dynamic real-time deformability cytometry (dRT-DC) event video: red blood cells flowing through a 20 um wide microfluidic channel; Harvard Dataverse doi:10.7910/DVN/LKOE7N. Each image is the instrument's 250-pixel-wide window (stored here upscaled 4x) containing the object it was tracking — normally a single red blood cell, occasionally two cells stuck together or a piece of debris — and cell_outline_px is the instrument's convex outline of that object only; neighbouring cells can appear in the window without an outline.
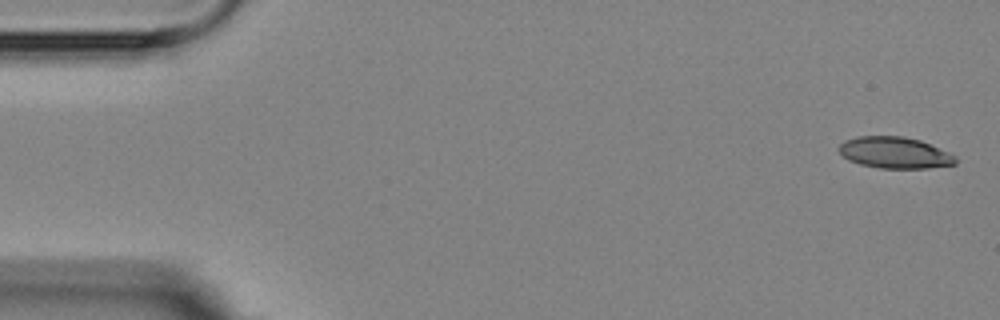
{"species": "Egyptian fruit bat (a non-hibernating species)", "species_latin": "Rousettus aegyptiacus", "temperature_condition": "room temperature", "stored_images_in_passage": 5, "camera_frame_rate_fps": 3000, "um_per_image_px": 0.085, "animal": {"sex": "female"}, "frame": {"image": 1, "passage_image": 1, "time_ms": 0.0, "image_size_px": [1000, 320], "cell_outline_px": [[956, 164], [928, 168], [880, 168], [860, 164], [848, 160], [836, 148], [844, 140], [856, 136], [904, 136], [920, 140], [948, 152], [956, 156]], "centroid_in_image_um": [76.02, 12.97], "position_along_channel_um": 9.0, "area_um2": 21.39}}